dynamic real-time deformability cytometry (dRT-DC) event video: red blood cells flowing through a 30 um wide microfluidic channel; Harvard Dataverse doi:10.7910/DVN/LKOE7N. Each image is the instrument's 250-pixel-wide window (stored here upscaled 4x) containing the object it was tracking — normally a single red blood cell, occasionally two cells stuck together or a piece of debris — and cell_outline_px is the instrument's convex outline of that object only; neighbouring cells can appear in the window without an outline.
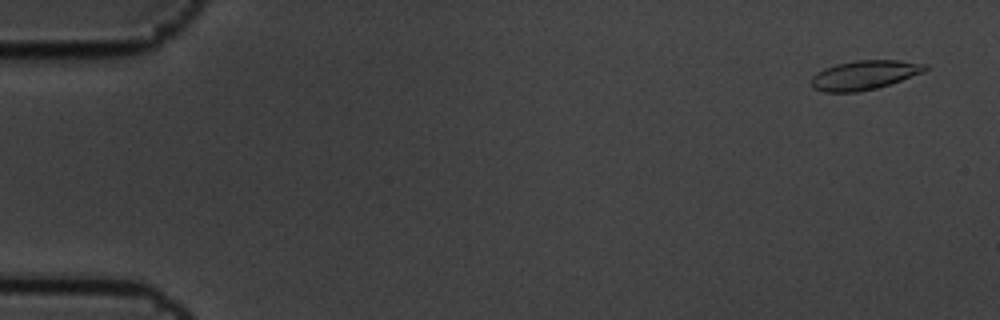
{"species": "common noctule bat (a hibernating species)", "species_latin": "Nyctalus noctula", "temperature_condition": "cold", "stored_images_in_passage": 5, "camera_frame_rate_fps": 3000, "um_per_image_px": 0.085, "animal": {"sex": "male", "body_mass_g": 19.5, "forearm_length_mm": 54.6}, "frame": {"image": 1, "passage_image": 1, "time_ms": 0.0, "image_size_px": [1000, 320], "cell_outline_px": [[928, 68], [924, 72], [876, 88], [856, 92], [824, 92], [812, 88], [812, 76], [816, 72], [824, 68], [836, 64], [856, 60], [896, 60], [928, 64]], "centroid_in_image_um": [73.45, 6.37], "position_along_channel_um": 11.6, "area_um2": 19.31}}
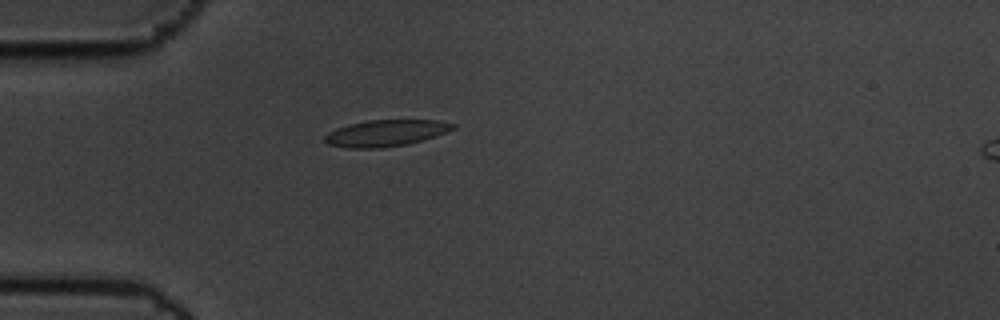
{"frame": {"image": 2, "passage_image": 5, "time_ms": 1.333, "image_size_px": [1000, 320], "cell_outline_px": [[456, 128], [448, 132], [408, 144], [380, 148], [348, 148], [328, 144], [324, 140], [324, 136], [328, 132], [336, 128], [348, 124], [368, 120], [436, 120], [456, 124]], "centroid_in_image_um": [32.79, 11.31], "position_along_channel_um": 52.2, "area_um2": 19.83}}